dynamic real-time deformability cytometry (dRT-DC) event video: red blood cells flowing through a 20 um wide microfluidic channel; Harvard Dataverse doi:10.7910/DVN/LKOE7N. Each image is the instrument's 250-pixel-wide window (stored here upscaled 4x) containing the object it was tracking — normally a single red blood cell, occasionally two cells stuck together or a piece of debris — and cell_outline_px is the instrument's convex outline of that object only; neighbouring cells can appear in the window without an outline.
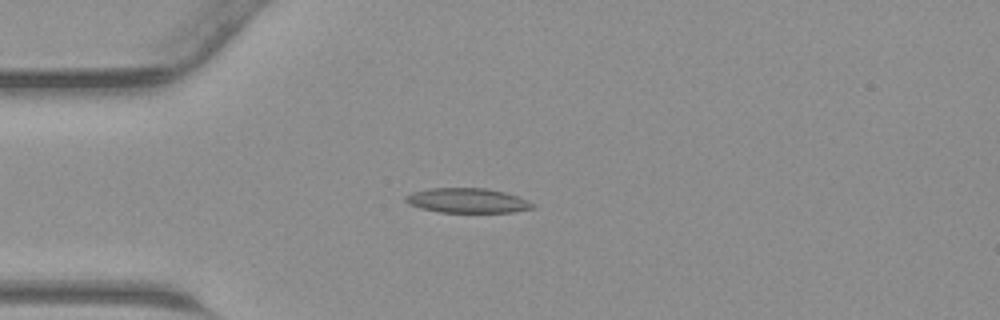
{"species": "common noctule bat (a hibernating species)", "species_latin": "Nyctalus noctula", "temperature_condition": "warm", "stored_images_in_passage": 26, "camera_frame_rate_fps": 3000, "um_per_image_px": 0.085, "animal": {"sex": "male", "body_mass_g": 23.1, "forearm_length_mm": 52.7}, "frame": {"image": 1, "passage_image": 1, "time_ms": 0.0, "image_size_px": [1000, 320], "cell_outline_px": [[536, 208], [512, 212], [440, 212], [420, 208], [408, 204], [404, 200], [404, 196], [412, 192], [428, 188], [488, 188], [504, 192], [528, 200], [536, 204]], "centroid_in_image_um": [39.72, 17.04], "position_along_channel_um": 45.3, "area_um2": 18.44}}
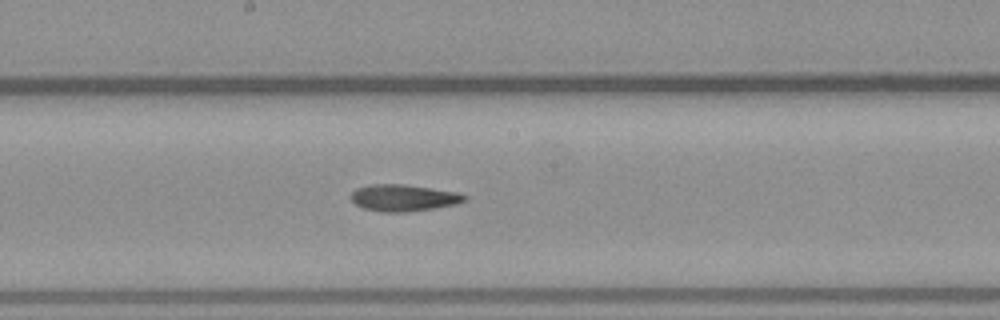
{"frame": {"image": 2, "passage_image": 13, "time_ms": 4.0, "image_size_px": [1000, 320], "cell_outline_px": [[468, 200], [456, 204], [436, 208], [408, 212], [384, 212], [364, 208], [356, 204], [352, 200], [352, 192], [356, 188], [372, 184], [404, 184], [432, 188], [456, 192], [468, 196]], "centroid_in_image_um": [34.34, 16.81], "position_along_channel_um": 213.9, "area_um2": 17.69}}
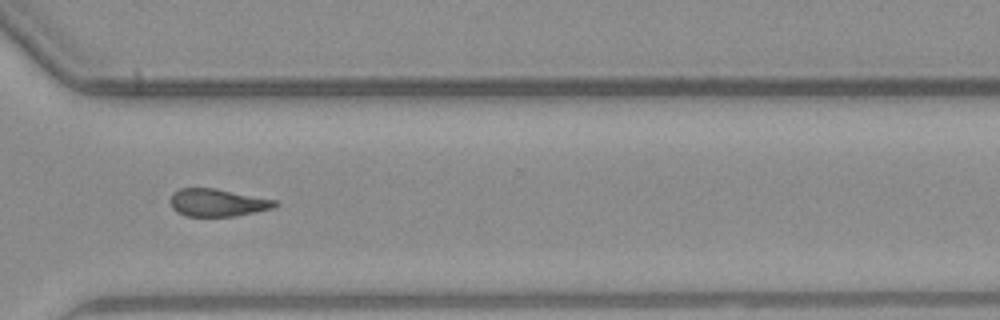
{"frame": {"image": 3, "passage_image": 22, "time_ms": 7.0, "image_size_px": [1000, 320], "cell_outline_px": [[276, 204], [272, 208], [236, 216], [184, 216], [176, 212], [172, 208], [168, 200], [172, 192], [180, 188], [212, 188], [276, 200]], "centroid_in_image_um": [18.38, 17.23], "position_along_channel_um": 352.2, "area_um2": 16.76}}